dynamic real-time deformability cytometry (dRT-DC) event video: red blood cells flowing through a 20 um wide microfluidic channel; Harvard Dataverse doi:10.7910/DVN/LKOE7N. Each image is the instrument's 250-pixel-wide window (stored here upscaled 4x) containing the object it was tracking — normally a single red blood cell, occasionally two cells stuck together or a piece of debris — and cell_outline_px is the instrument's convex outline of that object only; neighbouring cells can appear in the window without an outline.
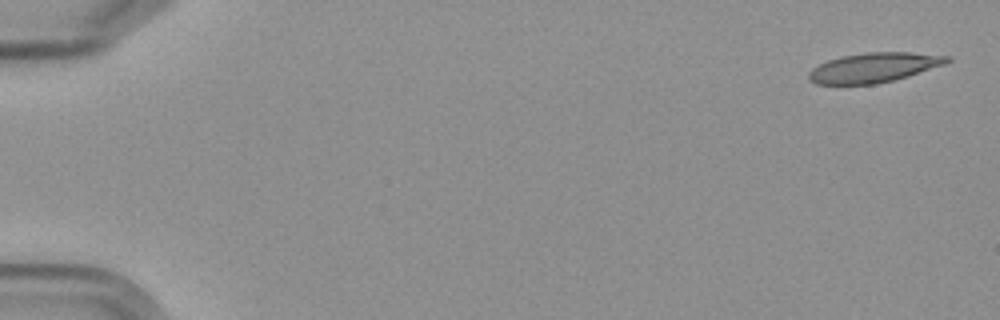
{"species": "Egyptian fruit bat (a non-hibernating species)", "species_latin": "Rousettus aegyptiacus", "temperature_condition": "cold", "stored_images_in_passage": 8, "camera_frame_rate_fps": 3000, "um_per_image_px": 0.085, "frame": {"image": 1, "passage_image": 1, "time_ms": 0.0, "image_size_px": [1000, 320], "cell_outline_px": [[952, 60], [944, 64], [908, 76], [876, 84], [816, 84], [808, 80], [808, 72], [812, 68], [828, 60], [840, 56], [868, 52], [912, 52], [952, 56]], "centroid_in_image_um": [74.27, 5.73], "position_along_channel_um": 10.7, "area_um2": 23.93}}
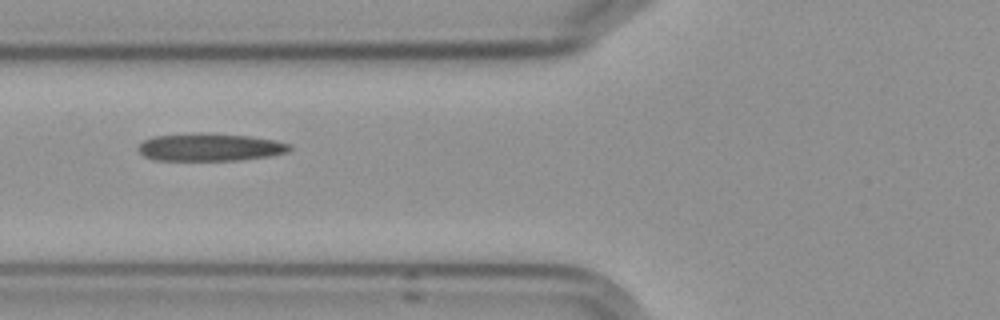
{"frame": {"image": 2, "passage_image": 7, "time_ms": 7.0, "image_size_px": [1000, 320], "cell_outline_px": [[292, 148], [288, 152], [272, 156], [240, 160], [152, 160], [144, 156], [136, 148], [144, 140], [152, 136], [192, 132], [200, 132], [252, 136], [276, 140], [292, 144]], "centroid_in_image_um": [17.86, 12.5], "position_along_channel_um": 107.9, "area_um2": 24.97}}
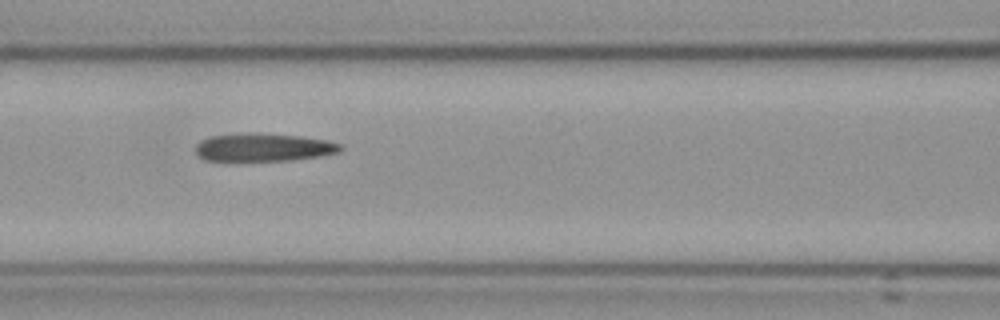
{"frame": {"image": 3, "passage_image": 8, "time_ms": 8.0, "image_size_px": [1000, 320], "cell_outline_px": [[344, 148], [340, 152], [320, 156], [292, 160], [204, 160], [196, 152], [196, 144], [200, 140], [208, 136], [248, 132], [260, 132], [300, 136], [328, 140], [344, 144]], "centroid_in_image_um": [22.44, 12.5], "position_along_channel_um": 144.2, "area_um2": 23.99}}